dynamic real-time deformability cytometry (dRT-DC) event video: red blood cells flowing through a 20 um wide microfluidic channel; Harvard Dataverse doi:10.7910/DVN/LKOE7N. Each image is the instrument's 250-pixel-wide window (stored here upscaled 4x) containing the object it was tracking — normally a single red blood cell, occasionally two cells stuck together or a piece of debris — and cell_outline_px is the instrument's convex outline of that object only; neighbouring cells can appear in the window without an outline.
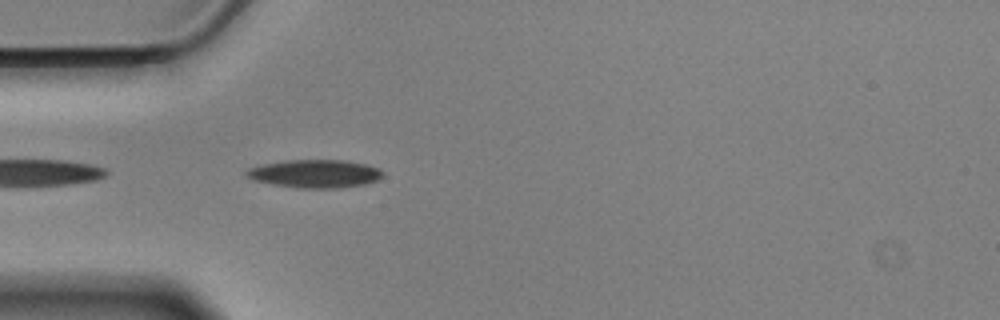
{"species": "Egyptian fruit bat (a non-hibernating species)", "species_latin": "Rousettus aegyptiacus", "temperature_condition": "cold", "stored_images_in_passage": 10, "camera_frame_rate_fps": 3000, "um_per_image_px": 0.085, "animal": {"sex": "male"}, "frame": {"image": 1, "passage_image": 2, "time_ms": 0.333, "image_size_px": [1000, 320], "cell_outline_px": [[384, 176], [376, 180], [364, 184], [340, 188], [300, 188], [272, 184], [252, 180], [244, 176], [244, 172], [248, 168], [264, 164], [284, 160], [344, 160], [364, 164], [380, 168], [384, 172]], "centroid_in_image_um": [26.75, 14.76], "position_along_channel_um": 58.3, "area_um2": 22.48}}
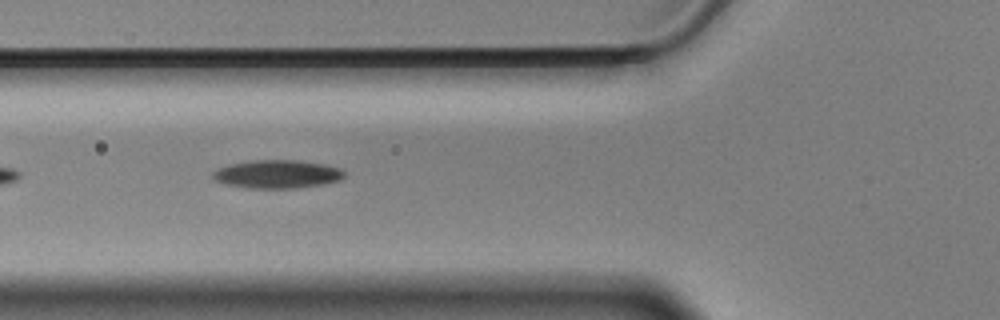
{"frame": {"image": 2, "passage_image": 6, "time_ms": 1.667, "image_size_px": [1000, 320], "cell_outline_px": [[344, 176], [340, 180], [324, 184], [296, 188], [248, 188], [224, 184], [216, 180], [212, 176], [212, 172], [216, 168], [228, 164], [252, 160], [296, 160], [324, 164], [340, 168], [344, 172]], "centroid_in_image_um": [23.53, 14.8], "position_along_channel_um": 102.3, "area_um2": 21.79}}